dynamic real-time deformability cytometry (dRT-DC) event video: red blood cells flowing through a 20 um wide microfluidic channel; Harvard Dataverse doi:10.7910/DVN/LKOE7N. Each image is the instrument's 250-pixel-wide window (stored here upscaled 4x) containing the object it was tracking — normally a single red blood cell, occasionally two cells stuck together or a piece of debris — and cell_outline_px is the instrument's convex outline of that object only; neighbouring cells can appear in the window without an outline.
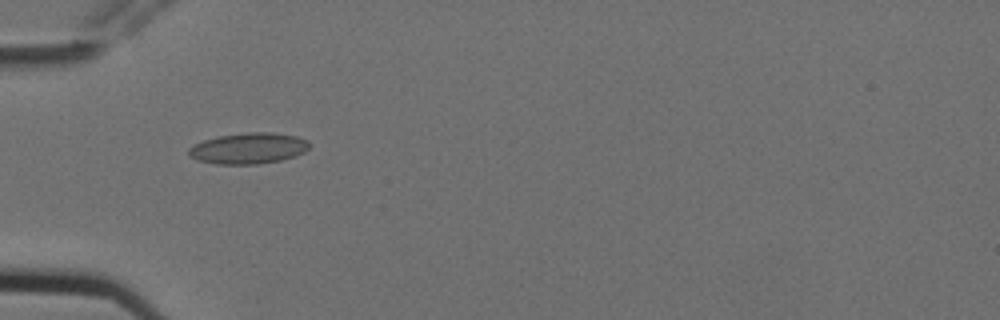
{"species": "Egyptian fruit bat (a non-hibernating species)", "species_latin": "Rousettus aegyptiacus", "temperature_condition": "cold", "stored_images_in_passage": 4, "camera_frame_rate_fps": 3000, "um_per_image_px": 0.085, "animal": {"sex": "female"}, "frame": {"image": 1, "passage_image": 3, "time_ms": 0.667, "image_size_px": [1000, 320], "cell_outline_px": [[308, 148], [304, 152], [296, 156], [280, 160], [256, 164], [216, 164], [196, 160], [188, 156], [188, 148], [204, 140], [220, 136], [248, 132], [272, 132], [296, 136], [308, 140]], "centroid_in_image_um": [21.11, 12.61], "position_along_channel_um": 63.9, "area_um2": 21.73}}
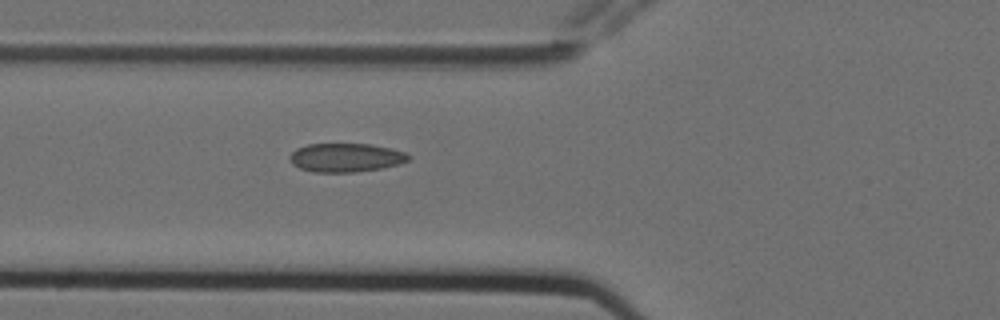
{"frame": {"image": 2, "passage_image": 4, "time_ms": 1.0, "image_size_px": [1000, 320], "cell_outline_px": [[408, 160], [400, 164], [384, 168], [356, 172], [312, 172], [300, 168], [292, 164], [288, 160], [288, 156], [296, 148], [308, 144], [372, 144], [404, 152], [408, 156]], "centroid_in_image_um": [29.34, 13.4], "position_along_channel_um": 96.5, "area_um2": 19.94}}